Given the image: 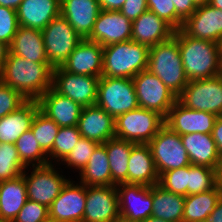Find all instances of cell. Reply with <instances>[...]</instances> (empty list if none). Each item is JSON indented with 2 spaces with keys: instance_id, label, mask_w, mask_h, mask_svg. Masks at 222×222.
I'll use <instances>...</instances> for the list:
<instances>
[{
  "instance_id": "6da1fadb",
  "label": "cell",
  "mask_w": 222,
  "mask_h": 222,
  "mask_svg": "<svg viewBox=\"0 0 222 222\" xmlns=\"http://www.w3.org/2000/svg\"><path fill=\"white\" fill-rule=\"evenodd\" d=\"M53 68L49 63H37L7 54L0 80L27 100H38L52 87Z\"/></svg>"
},
{
  "instance_id": "7a4b0ae2",
  "label": "cell",
  "mask_w": 222,
  "mask_h": 222,
  "mask_svg": "<svg viewBox=\"0 0 222 222\" xmlns=\"http://www.w3.org/2000/svg\"><path fill=\"white\" fill-rule=\"evenodd\" d=\"M173 37L178 41L184 72L189 81L220 75L221 62L216 42L188 36L181 29L175 30Z\"/></svg>"
},
{
  "instance_id": "3957f363",
  "label": "cell",
  "mask_w": 222,
  "mask_h": 222,
  "mask_svg": "<svg viewBox=\"0 0 222 222\" xmlns=\"http://www.w3.org/2000/svg\"><path fill=\"white\" fill-rule=\"evenodd\" d=\"M149 49L133 40L104 46L102 76L133 78L148 68Z\"/></svg>"
},
{
  "instance_id": "277c9868",
  "label": "cell",
  "mask_w": 222,
  "mask_h": 222,
  "mask_svg": "<svg viewBox=\"0 0 222 222\" xmlns=\"http://www.w3.org/2000/svg\"><path fill=\"white\" fill-rule=\"evenodd\" d=\"M147 69L177 97L189 83L184 72L178 41L174 37L150 47Z\"/></svg>"
},
{
  "instance_id": "5b68a950",
  "label": "cell",
  "mask_w": 222,
  "mask_h": 222,
  "mask_svg": "<svg viewBox=\"0 0 222 222\" xmlns=\"http://www.w3.org/2000/svg\"><path fill=\"white\" fill-rule=\"evenodd\" d=\"M165 124L158 112L138 107L115 119V137L135 144H148Z\"/></svg>"
},
{
  "instance_id": "8992f818",
  "label": "cell",
  "mask_w": 222,
  "mask_h": 222,
  "mask_svg": "<svg viewBox=\"0 0 222 222\" xmlns=\"http://www.w3.org/2000/svg\"><path fill=\"white\" fill-rule=\"evenodd\" d=\"M96 105L114 119L139 107L132 78L101 76L98 82Z\"/></svg>"
},
{
  "instance_id": "52a82bcc",
  "label": "cell",
  "mask_w": 222,
  "mask_h": 222,
  "mask_svg": "<svg viewBox=\"0 0 222 222\" xmlns=\"http://www.w3.org/2000/svg\"><path fill=\"white\" fill-rule=\"evenodd\" d=\"M42 35L45 54L53 69L62 67L83 40L61 14L42 30Z\"/></svg>"
},
{
  "instance_id": "ba28073f",
  "label": "cell",
  "mask_w": 222,
  "mask_h": 222,
  "mask_svg": "<svg viewBox=\"0 0 222 222\" xmlns=\"http://www.w3.org/2000/svg\"><path fill=\"white\" fill-rule=\"evenodd\" d=\"M158 175L191 165L181 136L165 124L148 143Z\"/></svg>"
},
{
  "instance_id": "9c48e42d",
  "label": "cell",
  "mask_w": 222,
  "mask_h": 222,
  "mask_svg": "<svg viewBox=\"0 0 222 222\" xmlns=\"http://www.w3.org/2000/svg\"><path fill=\"white\" fill-rule=\"evenodd\" d=\"M177 100L188 109L222 116V76L189 81Z\"/></svg>"
},
{
  "instance_id": "30bf717a",
  "label": "cell",
  "mask_w": 222,
  "mask_h": 222,
  "mask_svg": "<svg viewBox=\"0 0 222 222\" xmlns=\"http://www.w3.org/2000/svg\"><path fill=\"white\" fill-rule=\"evenodd\" d=\"M132 80L139 107L156 111L165 118L177 96L148 69L139 72Z\"/></svg>"
},
{
  "instance_id": "8fae6325",
  "label": "cell",
  "mask_w": 222,
  "mask_h": 222,
  "mask_svg": "<svg viewBox=\"0 0 222 222\" xmlns=\"http://www.w3.org/2000/svg\"><path fill=\"white\" fill-rule=\"evenodd\" d=\"M53 164L35 166L31 174L23 172L27 199L49 208L69 179L59 174Z\"/></svg>"
},
{
  "instance_id": "7c38bea8",
  "label": "cell",
  "mask_w": 222,
  "mask_h": 222,
  "mask_svg": "<svg viewBox=\"0 0 222 222\" xmlns=\"http://www.w3.org/2000/svg\"><path fill=\"white\" fill-rule=\"evenodd\" d=\"M100 77L70 73L62 67L53 69L52 88L82 107L96 105Z\"/></svg>"
},
{
  "instance_id": "4fadbf2b",
  "label": "cell",
  "mask_w": 222,
  "mask_h": 222,
  "mask_svg": "<svg viewBox=\"0 0 222 222\" xmlns=\"http://www.w3.org/2000/svg\"><path fill=\"white\" fill-rule=\"evenodd\" d=\"M116 187L120 217L142 222L152 216V186L122 183Z\"/></svg>"
},
{
  "instance_id": "5bb4252c",
  "label": "cell",
  "mask_w": 222,
  "mask_h": 222,
  "mask_svg": "<svg viewBox=\"0 0 222 222\" xmlns=\"http://www.w3.org/2000/svg\"><path fill=\"white\" fill-rule=\"evenodd\" d=\"M119 216L116 185L86 186V204L82 222H114Z\"/></svg>"
},
{
  "instance_id": "9a60e30c",
  "label": "cell",
  "mask_w": 222,
  "mask_h": 222,
  "mask_svg": "<svg viewBox=\"0 0 222 222\" xmlns=\"http://www.w3.org/2000/svg\"><path fill=\"white\" fill-rule=\"evenodd\" d=\"M70 179L52 202L49 219L62 222H82L86 204V185Z\"/></svg>"
},
{
  "instance_id": "2e32d148",
  "label": "cell",
  "mask_w": 222,
  "mask_h": 222,
  "mask_svg": "<svg viewBox=\"0 0 222 222\" xmlns=\"http://www.w3.org/2000/svg\"><path fill=\"white\" fill-rule=\"evenodd\" d=\"M131 35L132 21L120 11L101 9L87 40L97 42L104 47L129 41Z\"/></svg>"
},
{
  "instance_id": "e0dca14e",
  "label": "cell",
  "mask_w": 222,
  "mask_h": 222,
  "mask_svg": "<svg viewBox=\"0 0 222 222\" xmlns=\"http://www.w3.org/2000/svg\"><path fill=\"white\" fill-rule=\"evenodd\" d=\"M218 116L186 108L178 100L165 117V125L180 136L190 133L212 134Z\"/></svg>"
},
{
  "instance_id": "ac0fdd59",
  "label": "cell",
  "mask_w": 222,
  "mask_h": 222,
  "mask_svg": "<svg viewBox=\"0 0 222 222\" xmlns=\"http://www.w3.org/2000/svg\"><path fill=\"white\" fill-rule=\"evenodd\" d=\"M181 30L188 36L217 43L222 37V10L210 4L197 6Z\"/></svg>"
},
{
  "instance_id": "d6986e66",
  "label": "cell",
  "mask_w": 222,
  "mask_h": 222,
  "mask_svg": "<svg viewBox=\"0 0 222 222\" xmlns=\"http://www.w3.org/2000/svg\"><path fill=\"white\" fill-rule=\"evenodd\" d=\"M37 102L40 111L59 127L77 126L83 107L52 87Z\"/></svg>"
},
{
  "instance_id": "ffe728a7",
  "label": "cell",
  "mask_w": 222,
  "mask_h": 222,
  "mask_svg": "<svg viewBox=\"0 0 222 222\" xmlns=\"http://www.w3.org/2000/svg\"><path fill=\"white\" fill-rule=\"evenodd\" d=\"M62 68L70 73L101 77L103 72V47L83 39L68 56Z\"/></svg>"
},
{
  "instance_id": "44dd1931",
  "label": "cell",
  "mask_w": 222,
  "mask_h": 222,
  "mask_svg": "<svg viewBox=\"0 0 222 222\" xmlns=\"http://www.w3.org/2000/svg\"><path fill=\"white\" fill-rule=\"evenodd\" d=\"M77 127L82 137L99 144L115 137V119L97 105L83 107Z\"/></svg>"
},
{
  "instance_id": "7402d4cb",
  "label": "cell",
  "mask_w": 222,
  "mask_h": 222,
  "mask_svg": "<svg viewBox=\"0 0 222 222\" xmlns=\"http://www.w3.org/2000/svg\"><path fill=\"white\" fill-rule=\"evenodd\" d=\"M174 33L175 29L169 23L150 10L132 21L131 40L148 47L168 41Z\"/></svg>"
},
{
  "instance_id": "603a6c76",
  "label": "cell",
  "mask_w": 222,
  "mask_h": 222,
  "mask_svg": "<svg viewBox=\"0 0 222 222\" xmlns=\"http://www.w3.org/2000/svg\"><path fill=\"white\" fill-rule=\"evenodd\" d=\"M101 8L98 0H61L60 14L82 39H87Z\"/></svg>"
},
{
  "instance_id": "cb8c5ba5",
  "label": "cell",
  "mask_w": 222,
  "mask_h": 222,
  "mask_svg": "<svg viewBox=\"0 0 222 222\" xmlns=\"http://www.w3.org/2000/svg\"><path fill=\"white\" fill-rule=\"evenodd\" d=\"M61 0H23L17 11L19 26L43 30L60 15Z\"/></svg>"
},
{
  "instance_id": "d4e9b609",
  "label": "cell",
  "mask_w": 222,
  "mask_h": 222,
  "mask_svg": "<svg viewBox=\"0 0 222 222\" xmlns=\"http://www.w3.org/2000/svg\"><path fill=\"white\" fill-rule=\"evenodd\" d=\"M181 141L187 151L191 165L216 169L222 166L212 134L190 133L181 135Z\"/></svg>"
},
{
  "instance_id": "484cf974",
  "label": "cell",
  "mask_w": 222,
  "mask_h": 222,
  "mask_svg": "<svg viewBox=\"0 0 222 222\" xmlns=\"http://www.w3.org/2000/svg\"><path fill=\"white\" fill-rule=\"evenodd\" d=\"M159 183L151 149L148 144H135L128 160V184L153 186Z\"/></svg>"
},
{
  "instance_id": "4316f807",
  "label": "cell",
  "mask_w": 222,
  "mask_h": 222,
  "mask_svg": "<svg viewBox=\"0 0 222 222\" xmlns=\"http://www.w3.org/2000/svg\"><path fill=\"white\" fill-rule=\"evenodd\" d=\"M39 110L36 100H27L17 110L0 118V143L15 144L16 140L31 128Z\"/></svg>"
},
{
  "instance_id": "83f0119b",
  "label": "cell",
  "mask_w": 222,
  "mask_h": 222,
  "mask_svg": "<svg viewBox=\"0 0 222 222\" xmlns=\"http://www.w3.org/2000/svg\"><path fill=\"white\" fill-rule=\"evenodd\" d=\"M12 54L37 63H49L41 30L19 26L9 46Z\"/></svg>"
},
{
  "instance_id": "f1b7e54d",
  "label": "cell",
  "mask_w": 222,
  "mask_h": 222,
  "mask_svg": "<svg viewBox=\"0 0 222 222\" xmlns=\"http://www.w3.org/2000/svg\"><path fill=\"white\" fill-rule=\"evenodd\" d=\"M26 201V183L23 175L0 182L1 219L13 222Z\"/></svg>"
},
{
  "instance_id": "f546056e",
  "label": "cell",
  "mask_w": 222,
  "mask_h": 222,
  "mask_svg": "<svg viewBox=\"0 0 222 222\" xmlns=\"http://www.w3.org/2000/svg\"><path fill=\"white\" fill-rule=\"evenodd\" d=\"M152 216L168 222H183L185 196L165 190L159 184L152 186Z\"/></svg>"
},
{
  "instance_id": "4dcf8cb0",
  "label": "cell",
  "mask_w": 222,
  "mask_h": 222,
  "mask_svg": "<svg viewBox=\"0 0 222 222\" xmlns=\"http://www.w3.org/2000/svg\"><path fill=\"white\" fill-rule=\"evenodd\" d=\"M222 196L218 183L213 189L185 196L183 222H200L207 220Z\"/></svg>"
},
{
  "instance_id": "1f68e13d",
  "label": "cell",
  "mask_w": 222,
  "mask_h": 222,
  "mask_svg": "<svg viewBox=\"0 0 222 222\" xmlns=\"http://www.w3.org/2000/svg\"><path fill=\"white\" fill-rule=\"evenodd\" d=\"M135 143L113 137L106 142L110 163L111 185L128 183V160Z\"/></svg>"
},
{
  "instance_id": "d6a6232c",
  "label": "cell",
  "mask_w": 222,
  "mask_h": 222,
  "mask_svg": "<svg viewBox=\"0 0 222 222\" xmlns=\"http://www.w3.org/2000/svg\"><path fill=\"white\" fill-rule=\"evenodd\" d=\"M80 182L86 186H111V172L106 142L93 151L88 163L79 173Z\"/></svg>"
},
{
  "instance_id": "836d02e7",
  "label": "cell",
  "mask_w": 222,
  "mask_h": 222,
  "mask_svg": "<svg viewBox=\"0 0 222 222\" xmlns=\"http://www.w3.org/2000/svg\"><path fill=\"white\" fill-rule=\"evenodd\" d=\"M22 163L27 167L49 164L48 155L41 149L31 129L24 132L15 142Z\"/></svg>"
},
{
  "instance_id": "e575fe53",
  "label": "cell",
  "mask_w": 222,
  "mask_h": 222,
  "mask_svg": "<svg viewBox=\"0 0 222 222\" xmlns=\"http://www.w3.org/2000/svg\"><path fill=\"white\" fill-rule=\"evenodd\" d=\"M219 183V172L205 166L188 165V195L213 189Z\"/></svg>"
},
{
  "instance_id": "d590c367",
  "label": "cell",
  "mask_w": 222,
  "mask_h": 222,
  "mask_svg": "<svg viewBox=\"0 0 222 222\" xmlns=\"http://www.w3.org/2000/svg\"><path fill=\"white\" fill-rule=\"evenodd\" d=\"M25 169L15 144L0 143V182L19 177Z\"/></svg>"
},
{
  "instance_id": "8d00e7d4",
  "label": "cell",
  "mask_w": 222,
  "mask_h": 222,
  "mask_svg": "<svg viewBox=\"0 0 222 222\" xmlns=\"http://www.w3.org/2000/svg\"><path fill=\"white\" fill-rule=\"evenodd\" d=\"M59 128L52 119L48 118L40 110L36 113L30 129L39 146L46 154L52 150Z\"/></svg>"
},
{
  "instance_id": "74e56055",
  "label": "cell",
  "mask_w": 222,
  "mask_h": 222,
  "mask_svg": "<svg viewBox=\"0 0 222 222\" xmlns=\"http://www.w3.org/2000/svg\"><path fill=\"white\" fill-rule=\"evenodd\" d=\"M81 134L77 126L60 127L59 132L54 140L52 150L47 154L49 158V164L62 161L69 155L72 149L81 138ZM52 160H51V159Z\"/></svg>"
},
{
  "instance_id": "f35d334b",
  "label": "cell",
  "mask_w": 222,
  "mask_h": 222,
  "mask_svg": "<svg viewBox=\"0 0 222 222\" xmlns=\"http://www.w3.org/2000/svg\"><path fill=\"white\" fill-rule=\"evenodd\" d=\"M99 145L98 142L81 137L69 155L62 161L66 167H73L74 170H79V173L88 163L95 148Z\"/></svg>"
},
{
  "instance_id": "ab89813d",
  "label": "cell",
  "mask_w": 222,
  "mask_h": 222,
  "mask_svg": "<svg viewBox=\"0 0 222 222\" xmlns=\"http://www.w3.org/2000/svg\"><path fill=\"white\" fill-rule=\"evenodd\" d=\"M165 190L174 194L188 195V166L169 170L159 176V183Z\"/></svg>"
},
{
  "instance_id": "60d3db41",
  "label": "cell",
  "mask_w": 222,
  "mask_h": 222,
  "mask_svg": "<svg viewBox=\"0 0 222 222\" xmlns=\"http://www.w3.org/2000/svg\"><path fill=\"white\" fill-rule=\"evenodd\" d=\"M18 27L17 11L0 5V41L10 46Z\"/></svg>"
},
{
  "instance_id": "b9f144b4",
  "label": "cell",
  "mask_w": 222,
  "mask_h": 222,
  "mask_svg": "<svg viewBox=\"0 0 222 222\" xmlns=\"http://www.w3.org/2000/svg\"><path fill=\"white\" fill-rule=\"evenodd\" d=\"M148 10L169 23L175 30L181 29L183 21L176 15L172 0H147Z\"/></svg>"
},
{
  "instance_id": "7bdbcfd3",
  "label": "cell",
  "mask_w": 222,
  "mask_h": 222,
  "mask_svg": "<svg viewBox=\"0 0 222 222\" xmlns=\"http://www.w3.org/2000/svg\"><path fill=\"white\" fill-rule=\"evenodd\" d=\"M26 101L19 92L0 80V118L17 110Z\"/></svg>"
},
{
  "instance_id": "ee69618b",
  "label": "cell",
  "mask_w": 222,
  "mask_h": 222,
  "mask_svg": "<svg viewBox=\"0 0 222 222\" xmlns=\"http://www.w3.org/2000/svg\"><path fill=\"white\" fill-rule=\"evenodd\" d=\"M49 219V209L42 204L27 199L13 222H46Z\"/></svg>"
},
{
  "instance_id": "f6af8a7d",
  "label": "cell",
  "mask_w": 222,
  "mask_h": 222,
  "mask_svg": "<svg viewBox=\"0 0 222 222\" xmlns=\"http://www.w3.org/2000/svg\"><path fill=\"white\" fill-rule=\"evenodd\" d=\"M147 10V0H126L119 11L130 21H134Z\"/></svg>"
},
{
  "instance_id": "bcb514c9",
  "label": "cell",
  "mask_w": 222,
  "mask_h": 222,
  "mask_svg": "<svg viewBox=\"0 0 222 222\" xmlns=\"http://www.w3.org/2000/svg\"><path fill=\"white\" fill-rule=\"evenodd\" d=\"M176 15L184 22L189 18L197 9L193 0H172Z\"/></svg>"
},
{
  "instance_id": "7dc6e473",
  "label": "cell",
  "mask_w": 222,
  "mask_h": 222,
  "mask_svg": "<svg viewBox=\"0 0 222 222\" xmlns=\"http://www.w3.org/2000/svg\"><path fill=\"white\" fill-rule=\"evenodd\" d=\"M212 137L215 141L216 148L222 159V116H218L213 127Z\"/></svg>"
},
{
  "instance_id": "c3c4849f",
  "label": "cell",
  "mask_w": 222,
  "mask_h": 222,
  "mask_svg": "<svg viewBox=\"0 0 222 222\" xmlns=\"http://www.w3.org/2000/svg\"><path fill=\"white\" fill-rule=\"evenodd\" d=\"M126 0H98L102 10L119 11Z\"/></svg>"
},
{
  "instance_id": "681fc988",
  "label": "cell",
  "mask_w": 222,
  "mask_h": 222,
  "mask_svg": "<svg viewBox=\"0 0 222 222\" xmlns=\"http://www.w3.org/2000/svg\"><path fill=\"white\" fill-rule=\"evenodd\" d=\"M208 220L209 222H222V196L219 199L215 210L210 214Z\"/></svg>"
},
{
  "instance_id": "f907efd6",
  "label": "cell",
  "mask_w": 222,
  "mask_h": 222,
  "mask_svg": "<svg viewBox=\"0 0 222 222\" xmlns=\"http://www.w3.org/2000/svg\"><path fill=\"white\" fill-rule=\"evenodd\" d=\"M8 52L9 46L0 41V73L4 67Z\"/></svg>"
},
{
  "instance_id": "816d5d0a",
  "label": "cell",
  "mask_w": 222,
  "mask_h": 222,
  "mask_svg": "<svg viewBox=\"0 0 222 222\" xmlns=\"http://www.w3.org/2000/svg\"><path fill=\"white\" fill-rule=\"evenodd\" d=\"M23 0H0V5L17 10Z\"/></svg>"
},
{
  "instance_id": "f5cc1de1",
  "label": "cell",
  "mask_w": 222,
  "mask_h": 222,
  "mask_svg": "<svg viewBox=\"0 0 222 222\" xmlns=\"http://www.w3.org/2000/svg\"><path fill=\"white\" fill-rule=\"evenodd\" d=\"M209 4L215 8L222 10V0H210Z\"/></svg>"
},
{
  "instance_id": "db71d44e",
  "label": "cell",
  "mask_w": 222,
  "mask_h": 222,
  "mask_svg": "<svg viewBox=\"0 0 222 222\" xmlns=\"http://www.w3.org/2000/svg\"><path fill=\"white\" fill-rule=\"evenodd\" d=\"M142 222H168V221H164L160 218H156L153 216L148 217L147 219L143 220Z\"/></svg>"
},
{
  "instance_id": "11a10c76",
  "label": "cell",
  "mask_w": 222,
  "mask_h": 222,
  "mask_svg": "<svg viewBox=\"0 0 222 222\" xmlns=\"http://www.w3.org/2000/svg\"><path fill=\"white\" fill-rule=\"evenodd\" d=\"M217 46H218V52H219V59H220V62H222V37L219 38L217 42Z\"/></svg>"
},
{
  "instance_id": "9f6ffc18",
  "label": "cell",
  "mask_w": 222,
  "mask_h": 222,
  "mask_svg": "<svg viewBox=\"0 0 222 222\" xmlns=\"http://www.w3.org/2000/svg\"><path fill=\"white\" fill-rule=\"evenodd\" d=\"M196 6L209 4L210 0H193Z\"/></svg>"
},
{
  "instance_id": "6f0895ef",
  "label": "cell",
  "mask_w": 222,
  "mask_h": 222,
  "mask_svg": "<svg viewBox=\"0 0 222 222\" xmlns=\"http://www.w3.org/2000/svg\"><path fill=\"white\" fill-rule=\"evenodd\" d=\"M114 222H135V221H130L119 216Z\"/></svg>"
},
{
  "instance_id": "680465c9",
  "label": "cell",
  "mask_w": 222,
  "mask_h": 222,
  "mask_svg": "<svg viewBox=\"0 0 222 222\" xmlns=\"http://www.w3.org/2000/svg\"><path fill=\"white\" fill-rule=\"evenodd\" d=\"M219 184L221 185V188H222V166L219 171Z\"/></svg>"
},
{
  "instance_id": "91938a15",
  "label": "cell",
  "mask_w": 222,
  "mask_h": 222,
  "mask_svg": "<svg viewBox=\"0 0 222 222\" xmlns=\"http://www.w3.org/2000/svg\"><path fill=\"white\" fill-rule=\"evenodd\" d=\"M46 222H62V221H56V220L48 219Z\"/></svg>"
},
{
  "instance_id": "94428289",
  "label": "cell",
  "mask_w": 222,
  "mask_h": 222,
  "mask_svg": "<svg viewBox=\"0 0 222 222\" xmlns=\"http://www.w3.org/2000/svg\"><path fill=\"white\" fill-rule=\"evenodd\" d=\"M0 222H9V221L3 220V219L0 218Z\"/></svg>"
},
{
  "instance_id": "6125c7cd",
  "label": "cell",
  "mask_w": 222,
  "mask_h": 222,
  "mask_svg": "<svg viewBox=\"0 0 222 222\" xmlns=\"http://www.w3.org/2000/svg\"><path fill=\"white\" fill-rule=\"evenodd\" d=\"M220 75L222 76V62H221V72H220Z\"/></svg>"
},
{
  "instance_id": "be15d7a7",
  "label": "cell",
  "mask_w": 222,
  "mask_h": 222,
  "mask_svg": "<svg viewBox=\"0 0 222 222\" xmlns=\"http://www.w3.org/2000/svg\"><path fill=\"white\" fill-rule=\"evenodd\" d=\"M200 222H209V220L207 219V220H202V221H200Z\"/></svg>"
}]
</instances>
